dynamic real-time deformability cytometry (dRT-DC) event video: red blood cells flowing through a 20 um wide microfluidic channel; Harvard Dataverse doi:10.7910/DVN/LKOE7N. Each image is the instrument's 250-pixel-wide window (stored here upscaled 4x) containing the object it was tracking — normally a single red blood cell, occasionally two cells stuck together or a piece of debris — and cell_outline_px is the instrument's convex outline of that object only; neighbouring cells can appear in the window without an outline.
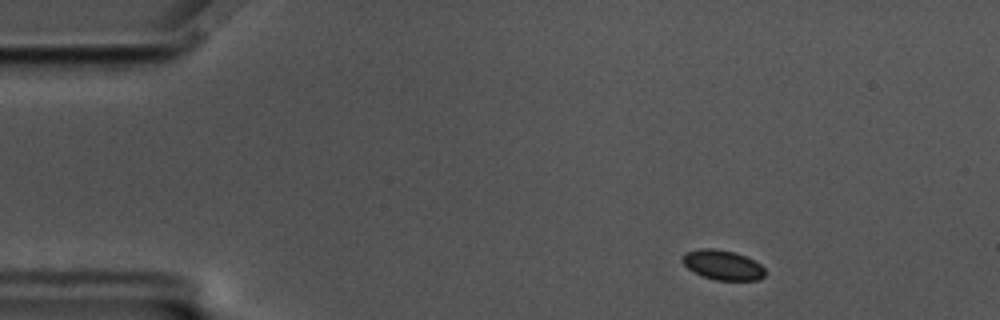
{"species": "common noctule bat (a hibernating species)", "species_latin": "Nyctalus noctula", "temperature_condition": "cold", "stored_images_in_passage": 51, "camera_frame_rate_fps": 3000, "um_per_image_px": 0.085, "animal": {"sex": "male", "body_mass_g": 17.5, "forearm_length_mm": 52.3}, "frame": {"image": 1, "passage_image": 1, "time_ms": 0.0, "image_size_px": [1000, 320], "cell_outline_px": [[764, 276], [756, 280], [716, 280], [700, 276], [688, 268], [680, 260], [680, 256], [684, 252], [700, 248], [712, 248], [736, 252], [760, 264], [764, 268]], "centroid_in_image_um": [61.35, 22.51], "position_along_channel_um": 23.6, "area_um2": 14.45}}
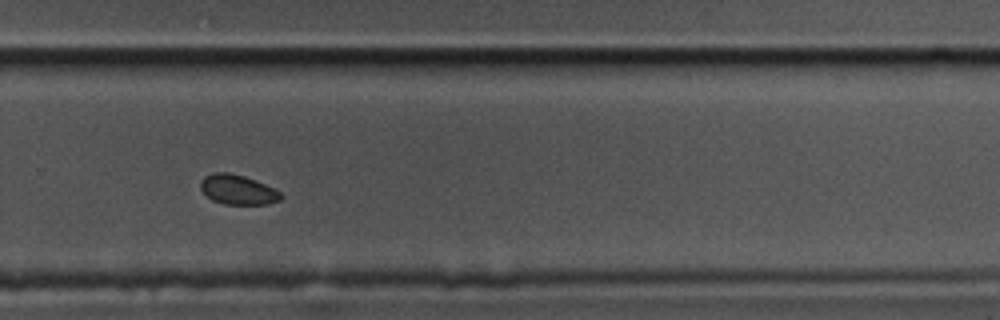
{"frame": {"image": 2, "passage_image": 32, "time_ms": 10.333, "image_size_px": [1000, 320], "cell_outline_px": [[284, 196], [280, 200], [268, 204], [224, 204], [212, 200], [200, 188], [200, 180], [204, 176], [212, 172], [228, 172], [244, 176], [256, 180], [280, 192]], "centroid_in_image_um": [20.19, 16.11], "position_along_channel_um": 309.6, "area_um2": 13.93}}
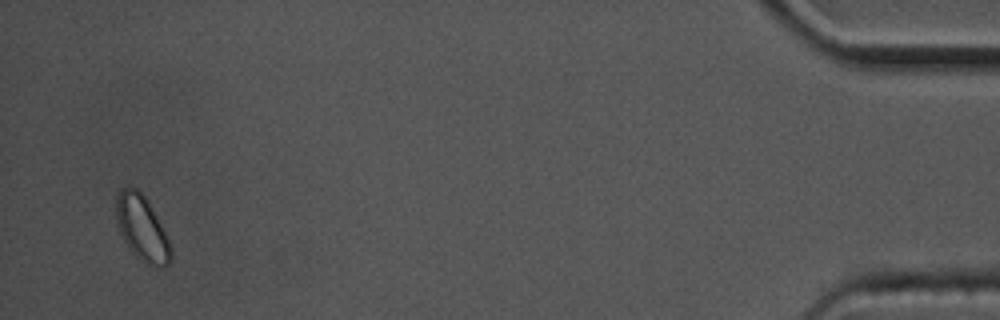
{"frame": {"image": 3, "passage_image": 49, "time_ms": 16.0, "image_size_px": [1000, 320], "cell_outline_px": [[172, 256], [168, 264], [164, 268], [160, 268], [144, 264], [124, 244], [120, 236], [116, 224], [116, 196], [120, 188], [136, 188], [148, 200], [172, 248]], "centroid_in_image_um": [12.04, 19.45], "position_along_channel_um": 423.2, "area_um2": 21.04}}